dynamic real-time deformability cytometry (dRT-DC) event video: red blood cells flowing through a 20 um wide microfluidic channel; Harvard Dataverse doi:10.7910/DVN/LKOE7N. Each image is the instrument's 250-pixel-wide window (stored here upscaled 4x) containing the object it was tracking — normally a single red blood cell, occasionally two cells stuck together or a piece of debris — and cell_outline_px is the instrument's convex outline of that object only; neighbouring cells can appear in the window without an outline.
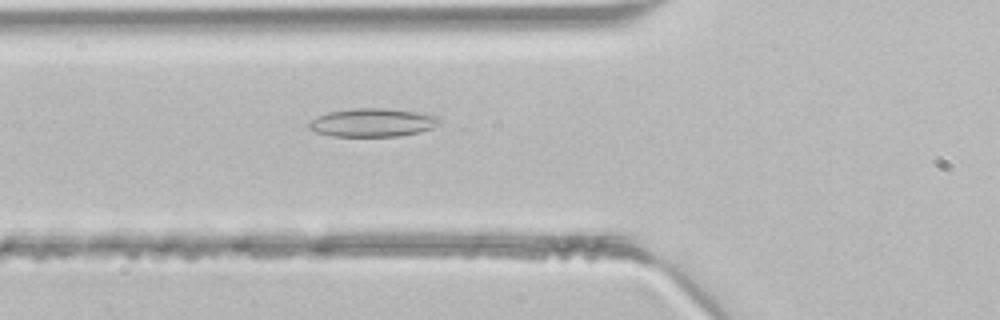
{"species": "common noctule bat (a hibernating species)", "species_latin": "Nyctalus noctula", "temperature_condition": "room temperature", "stored_images_in_passage": 33, "camera_frame_rate_fps": 3000, "um_per_image_px": 0.085, "animal": {"sex": "male", "body_mass_g": 21.5, "forearm_length_mm": 52.0}, "frame": {"image": 1, "passage_image": 4, "time_ms": 1.0, "image_size_px": [1000, 320], "cell_outline_px": [[440, 124], [432, 128], [420, 132], [400, 136], [332, 136], [316, 132], [308, 128], [308, 124], [316, 116], [328, 112], [356, 108], [384, 108], [416, 112], [440, 116]], "centroid_in_image_um": [31.68, 10.42], "position_along_channel_um": 94.1, "area_um2": 21.62}}
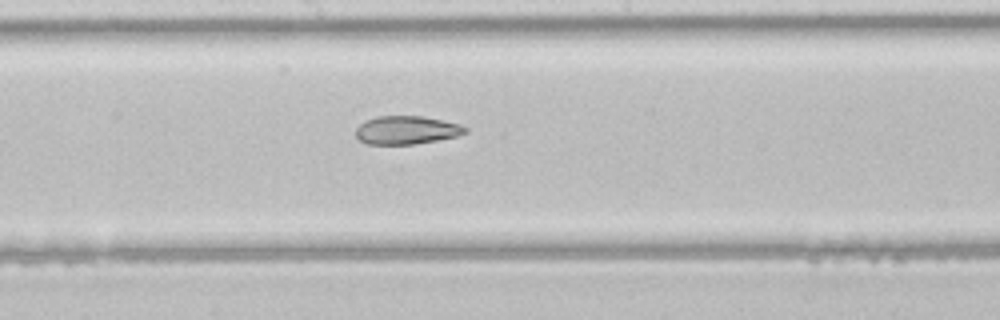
{"frame": {"image": 2, "passage_image": 12, "time_ms": 3.667, "image_size_px": [1000, 320], "cell_outline_px": [[468, 132], [460, 136], [412, 144], [368, 144], [360, 140], [356, 136], [356, 128], [364, 120], [376, 116], [424, 116], [460, 124], [468, 128]], "centroid_in_image_um": [34.57, 11.05], "position_along_channel_um": 213.6, "area_um2": 18.15}}
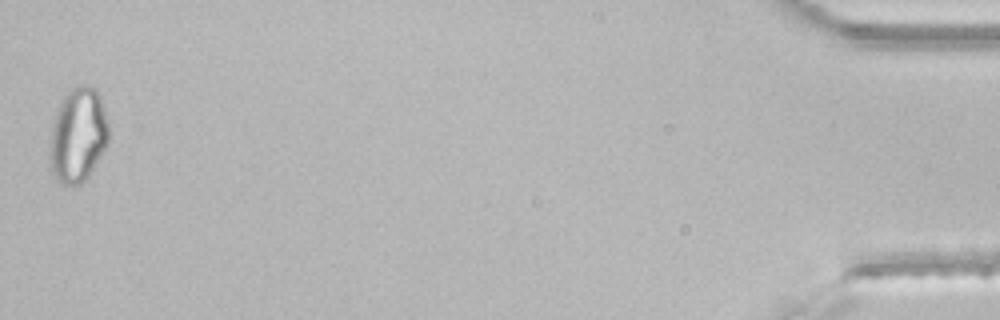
{"frame": {"image": 3, "passage_image": 33, "time_ms": 10.667, "image_size_px": [1000, 320], "cell_outline_px": [[108, 140], [104, 152], [88, 176], [80, 184], [72, 188], [64, 184], [56, 176], [52, 168], [52, 128], [60, 104], [64, 96], [72, 88], [80, 84], [88, 84], [96, 88], [100, 92], [108, 120]], "centroid_in_image_um": [6.71, 11.44], "position_along_channel_um": 428.5, "area_um2": 32.02}}